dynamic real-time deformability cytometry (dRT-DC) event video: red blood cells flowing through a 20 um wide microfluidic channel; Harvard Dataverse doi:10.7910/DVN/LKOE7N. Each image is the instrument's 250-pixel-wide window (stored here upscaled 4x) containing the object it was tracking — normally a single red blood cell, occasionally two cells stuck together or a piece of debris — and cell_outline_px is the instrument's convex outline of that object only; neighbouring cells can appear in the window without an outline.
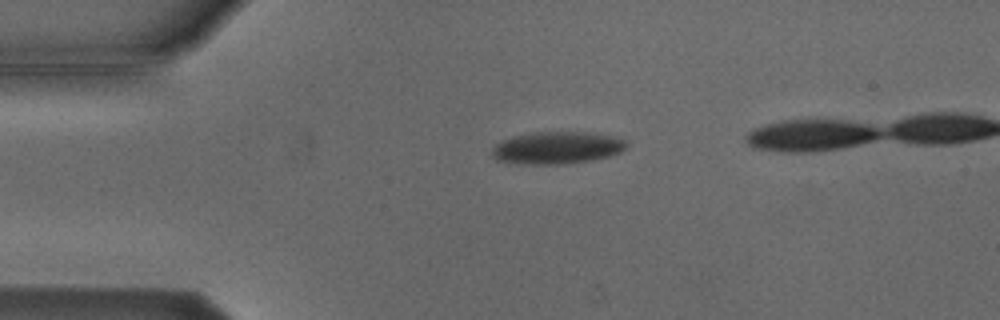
{"species": "Egyptian fruit bat (a non-hibernating species)", "species_latin": "Rousettus aegyptiacus", "temperature_condition": "cold", "stored_images_in_passage": 5, "camera_frame_rate_fps": 3000, "um_per_image_px": 0.085, "animal": {"sex": "male"}, "frame": {"image": 1, "passage_image": 5, "time_ms": 4.667, "image_size_px": [1000, 320], "cell_outline_px": [[628, 148], [620, 152], [608, 156], [592, 160], [556, 164], [528, 164], [496, 160], [492, 156], [492, 148], [496, 144], [512, 136], [536, 132], [584, 132], [612, 136], [628, 140]], "centroid_in_image_um": [47.37, 12.55], "position_along_channel_um": 37.6, "area_um2": 25.14}}